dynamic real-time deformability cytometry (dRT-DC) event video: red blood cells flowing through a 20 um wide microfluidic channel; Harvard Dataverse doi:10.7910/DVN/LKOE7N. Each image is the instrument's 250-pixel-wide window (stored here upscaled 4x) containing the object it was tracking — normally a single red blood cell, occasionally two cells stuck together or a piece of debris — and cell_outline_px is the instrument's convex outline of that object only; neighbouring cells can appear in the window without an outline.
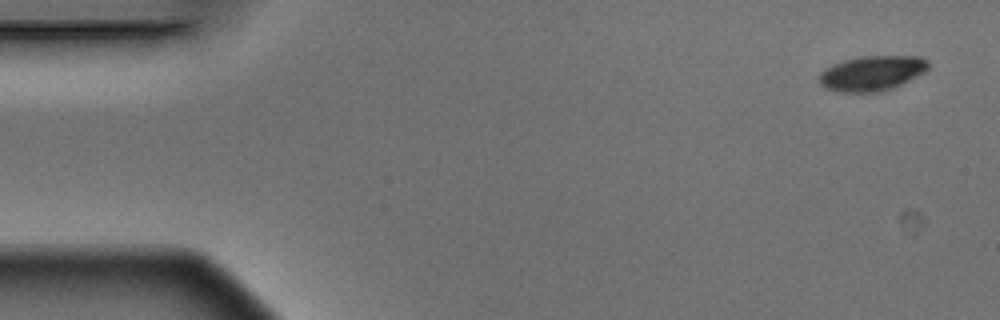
{"species": "Egyptian fruit bat (a non-hibernating species)", "species_latin": "Rousettus aegyptiacus", "temperature_condition": "warm", "stored_images_in_passage": 6, "camera_frame_rate_fps": 3000, "um_per_image_px": 0.085, "animal": {"sex": "male"}, "frame": {"image": 1, "passage_image": 1, "time_ms": 0.0, "image_size_px": [1000, 320], "cell_outline_px": [[928, 68], [924, 72], [892, 88], [880, 92], [840, 92], [824, 88], [820, 84], [820, 72], [832, 64], [844, 60], [860, 56], [920, 56], [928, 60]], "centroid_in_image_um": [74.1, 6.22], "position_along_channel_um": 10.9, "area_um2": 22.2}}
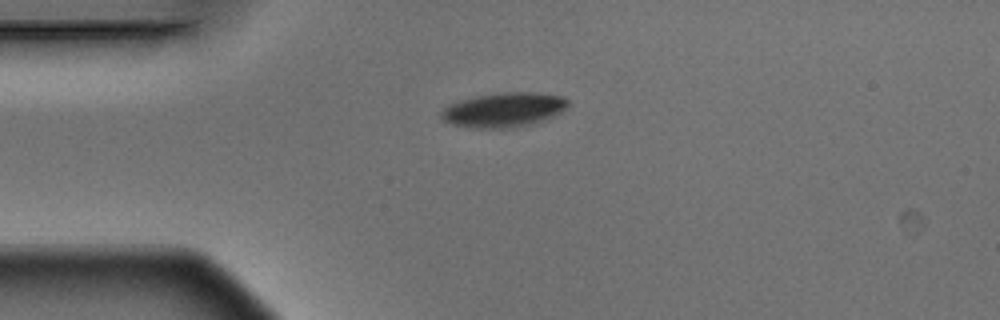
{"frame": {"image": 2, "passage_image": 4, "time_ms": 1.0, "image_size_px": [1000, 320], "cell_outline_px": [[568, 104], [560, 112], [544, 120], [528, 124], [504, 128], [476, 128], [452, 124], [444, 120], [440, 116], [440, 112], [448, 104], [460, 100], [476, 96], [508, 92], [536, 92], [560, 96], [568, 100]], "centroid_in_image_um": [42.78, 9.33], "position_along_channel_um": 42.2, "area_um2": 25.09}}
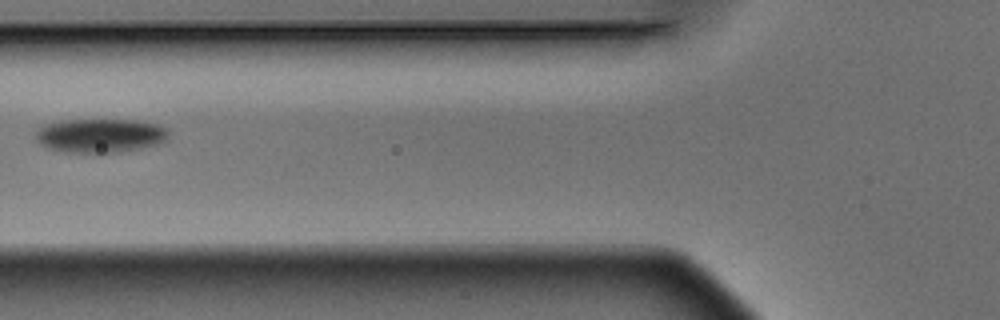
{"frame": {"image": 3, "passage_image": 6, "time_ms": 1.667, "image_size_px": [1000, 320], "cell_outline_px": [[168, 132], [164, 140], [156, 144], [140, 148], [120, 152], [64, 152], [48, 148], [40, 144], [36, 140], [36, 132], [44, 124], [64, 120], [136, 120], [156, 124], [164, 128]], "centroid_in_image_um": [8.46, 11.52], "position_along_channel_um": 117.3, "area_um2": 25.95}}